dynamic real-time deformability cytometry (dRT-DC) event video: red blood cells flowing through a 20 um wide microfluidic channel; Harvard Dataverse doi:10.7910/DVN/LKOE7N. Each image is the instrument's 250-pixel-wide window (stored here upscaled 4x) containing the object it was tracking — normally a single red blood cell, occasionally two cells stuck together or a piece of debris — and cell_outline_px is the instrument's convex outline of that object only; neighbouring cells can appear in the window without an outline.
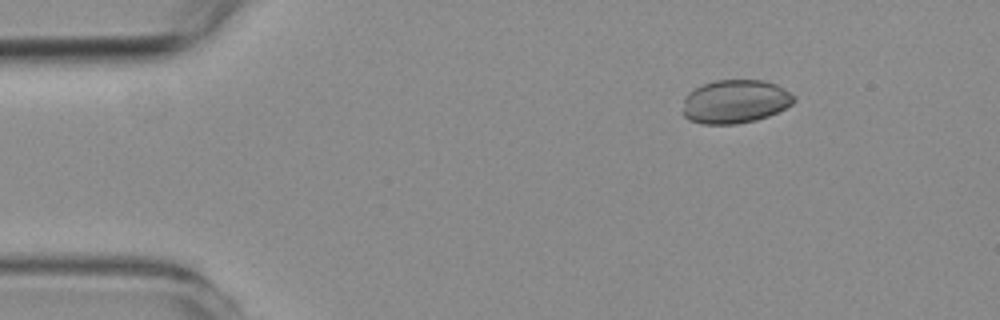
{"species": "common noctule bat (a hibernating species)", "species_latin": "Nyctalus noctula", "temperature_condition": "room temperature", "stored_images_in_passage": 52, "camera_frame_rate_fps": 3000, "um_per_image_px": 0.085, "animal": {"sex": "female", "body_mass_g": 19.3, "forearm_length_mm": 54.1}, "frame": {"image": 1, "passage_image": 3, "time_ms": 0.667, "image_size_px": [1000, 320], "cell_outline_px": [[796, 100], [792, 104], [768, 116], [756, 120], [736, 124], [704, 124], [688, 120], [684, 116], [684, 100], [688, 92], [704, 84], [716, 80], [764, 80], [776, 84], [784, 88], [796, 96]], "centroid_in_image_um": [62.51, 8.63], "position_along_channel_um": 22.5, "area_um2": 28.21}}
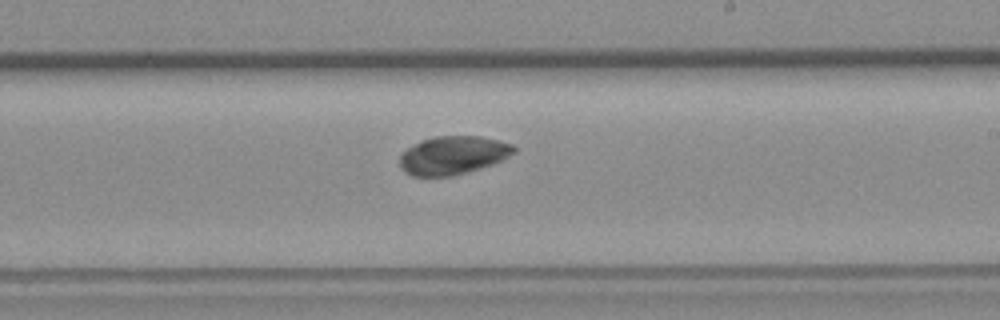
{"frame": {"image": 2, "passage_image": 28, "time_ms": 9.0, "image_size_px": [1000, 320], "cell_outline_px": [[516, 152], [504, 160], [468, 172], [452, 176], [412, 176], [404, 172], [400, 168], [400, 156], [408, 148], [420, 140], [436, 136], [480, 136], [500, 140], [512, 144], [516, 148]], "centroid_in_image_um": [38.53, 13.2], "position_along_channel_um": 250.5, "area_um2": 25.72}}
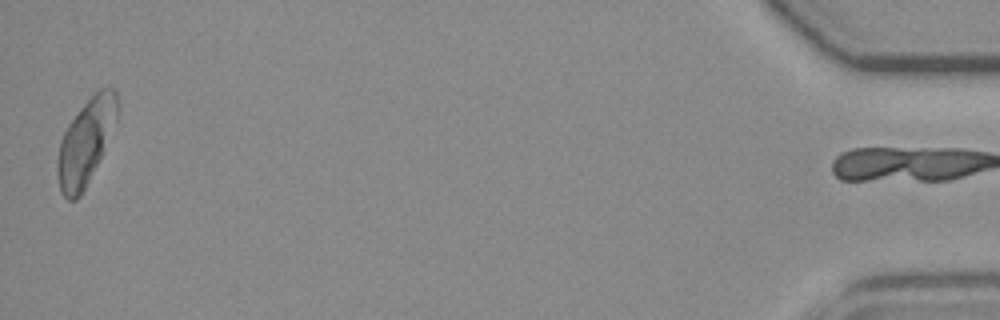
{"frame": {"image": 3, "passage_image": 51, "time_ms": 16.667, "image_size_px": [1000, 320], "cell_outline_px": [[116, 112], [100, 156], [80, 196], [76, 200], [68, 200], [60, 192], [56, 176], [56, 164], [60, 140], [68, 124], [80, 108], [100, 88], [112, 88], [116, 92]], "centroid_in_image_um": [7.18, 12.12], "position_along_channel_um": 428.0, "area_um2": 28.38}, "authors_computed_cell_mechanics": {"area_um2": 26.9926, "velocity_mm_per_s": 3.6354, "shape_relaxation_time_tau1_ms": 0.9427, "shape_relaxation_time_tau2_ms": null, "deformation_change_tau1": 0.0328, "deformation_change_tau2": null}}